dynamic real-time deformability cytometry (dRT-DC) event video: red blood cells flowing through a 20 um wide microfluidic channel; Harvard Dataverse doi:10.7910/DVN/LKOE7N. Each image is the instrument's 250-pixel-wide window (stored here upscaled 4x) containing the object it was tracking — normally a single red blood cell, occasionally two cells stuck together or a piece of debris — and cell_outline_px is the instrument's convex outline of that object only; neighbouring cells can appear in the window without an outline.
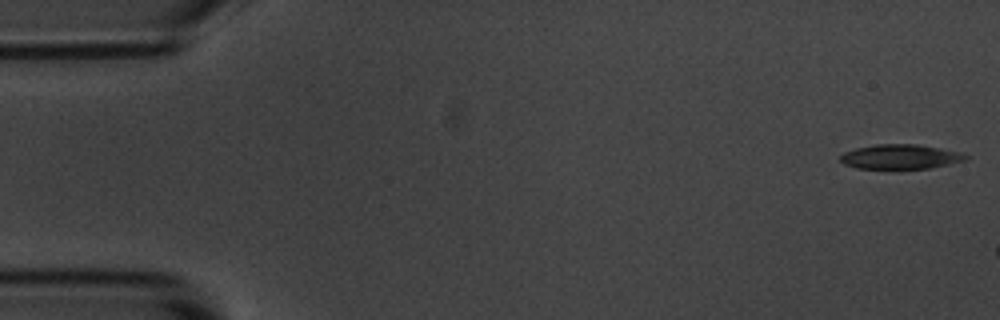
{"species": "common noctule bat (a hibernating species)", "species_latin": "Nyctalus noctula", "temperature_condition": "room temperature", "stored_images_in_passage": 3, "camera_frame_rate_fps": 3000, "um_per_image_px": 0.085, "animal": {"sex": "male", "body_mass_g": 20.1, "forearm_length_mm": 53.5}, "frame": {"image": 1, "passage_image": 1, "time_ms": 0.0, "image_size_px": [1000, 320], "cell_outline_px": [[968, 160], [928, 168], [856, 168], [844, 164], [840, 160], [840, 156], [844, 152], [856, 148], [876, 144], [916, 144], [964, 152], [968, 156]], "centroid_in_image_um": [76.56, 13.31], "position_along_channel_um": 8.4, "area_um2": 17.92}}